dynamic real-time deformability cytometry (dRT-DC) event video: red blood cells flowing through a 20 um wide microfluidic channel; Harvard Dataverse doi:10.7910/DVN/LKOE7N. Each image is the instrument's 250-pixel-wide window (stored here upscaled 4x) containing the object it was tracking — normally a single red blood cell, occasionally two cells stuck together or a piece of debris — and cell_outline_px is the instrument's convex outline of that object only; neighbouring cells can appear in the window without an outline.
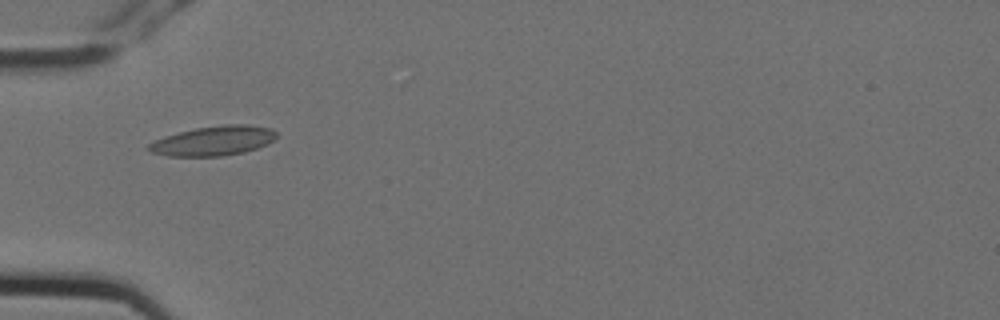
{"species": "Egyptian fruit bat (a non-hibernating species)", "species_latin": "Rousettus aegyptiacus", "temperature_condition": "cold", "stored_images_in_passage": 7, "camera_frame_rate_fps": 3000, "um_per_image_px": 0.085, "animal": {"sex": "female"}, "frame": {"image": 1, "passage_image": 6, "time_ms": 1.667, "image_size_px": [1000, 320], "cell_outline_px": [[276, 136], [268, 144], [244, 152], [224, 156], [168, 156], [148, 152], [144, 148], [148, 144], [164, 136], [196, 128], [224, 124], [248, 124], [272, 128], [276, 132]], "centroid_in_image_um": [18.12, 11.97], "position_along_channel_um": 66.9, "area_um2": 22.2}}
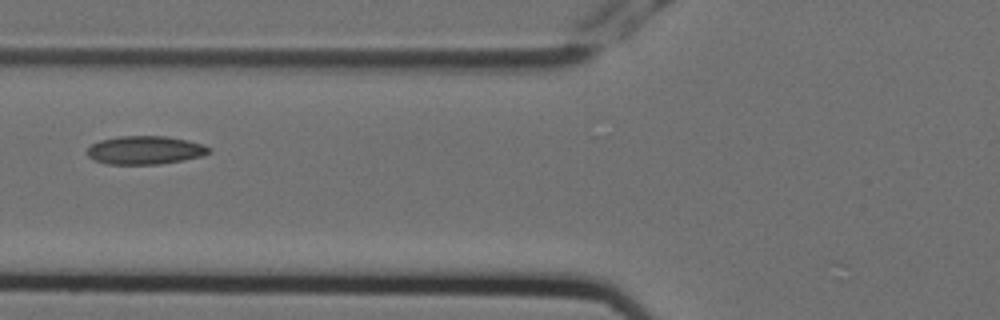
{"frame": {"image": 2, "passage_image": 7, "time_ms": 2.0, "image_size_px": [1000, 320], "cell_outline_px": [[212, 152], [204, 156], [160, 164], [108, 164], [92, 160], [88, 156], [88, 148], [92, 144], [100, 140], [120, 136], [164, 136], [188, 140], [204, 144], [212, 148]], "centroid_in_image_um": [12.38, 12.76], "position_along_channel_um": 113.4, "area_um2": 20.29}}